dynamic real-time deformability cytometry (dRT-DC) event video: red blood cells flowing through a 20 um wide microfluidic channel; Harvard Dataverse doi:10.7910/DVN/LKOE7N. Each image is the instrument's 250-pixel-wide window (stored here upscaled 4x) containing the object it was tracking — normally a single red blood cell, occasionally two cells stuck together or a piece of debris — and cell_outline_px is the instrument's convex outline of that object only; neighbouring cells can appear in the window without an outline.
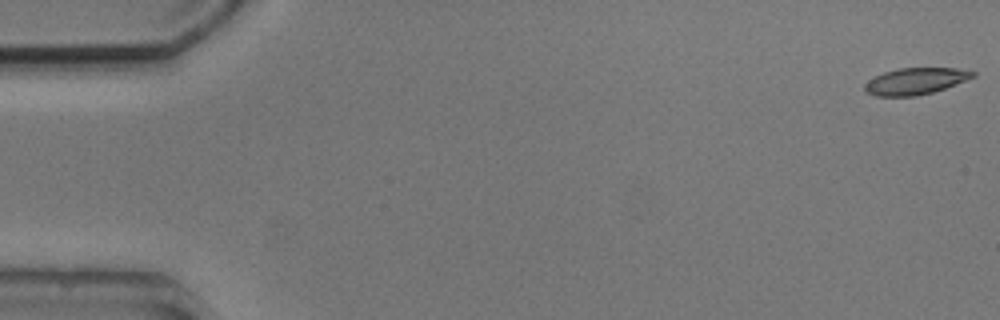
{"species": "common noctule bat (a hibernating species)", "species_latin": "Nyctalus noctula", "temperature_condition": "cold", "stored_images_in_passage": 5, "camera_frame_rate_fps": 3000, "um_per_image_px": 0.085, "animal": {"sex": "male", "body_mass_g": 20.5, "forearm_length_mm": 52.5}, "frame": {"image": 1, "passage_image": 1, "time_ms": 0.0, "image_size_px": [1000, 320], "cell_outline_px": [[976, 76], [956, 84], [932, 92], [916, 96], [876, 96], [864, 92], [864, 84], [868, 80], [884, 72], [900, 68], [956, 68], [976, 72]], "centroid_in_image_um": [77.79, 6.9], "position_along_channel_um": 7.2, "area_um2": 16.7}}
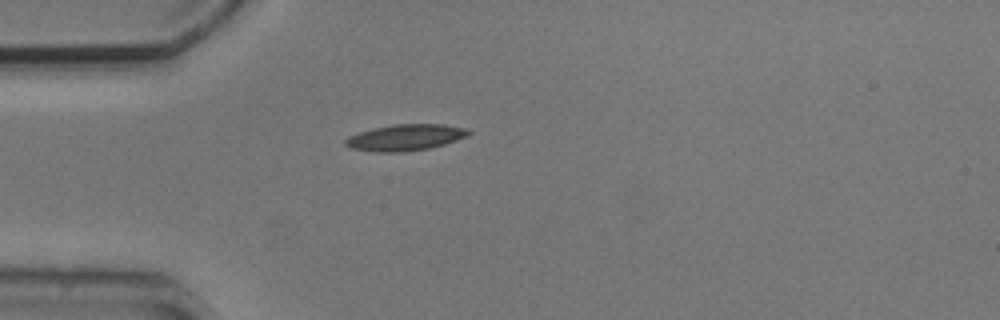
{"frame": {"image": 2, "passage_image": 5, "time_ms": 4.667, "image_size_px": [1000, 320], "cell_outline_px": [[472, 132], [456, 140], [444, 144], [428, 148], [404, 152], [376, 152], [352, 148], [344, 144], [344, 140], [348, 136], [372, 128], [396, 124], [444, 124], [464, 128]], "centroid_in_image_um": [34.41, 11.68], "position_along_channel_um": 50.6, "area_um2": 18.67}}